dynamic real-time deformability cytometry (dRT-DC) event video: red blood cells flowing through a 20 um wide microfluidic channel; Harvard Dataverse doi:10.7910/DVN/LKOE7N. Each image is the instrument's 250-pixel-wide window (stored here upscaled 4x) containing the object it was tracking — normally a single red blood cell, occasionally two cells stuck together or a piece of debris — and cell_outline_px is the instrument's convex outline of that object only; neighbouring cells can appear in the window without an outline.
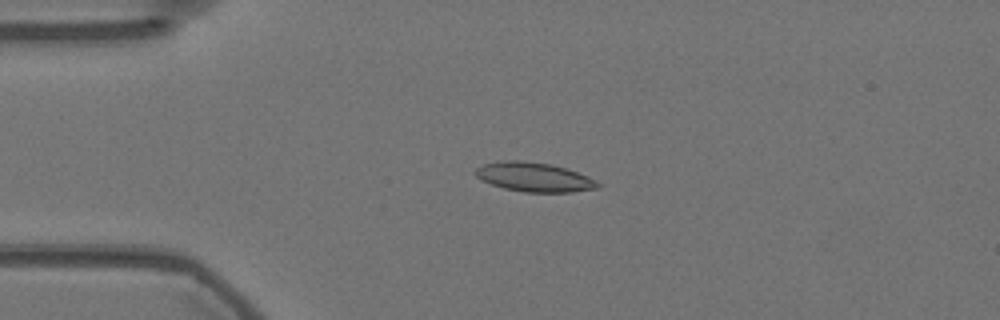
{"species": "Egyptian fruit bat (a non-hibernating species)", "species_latin": "Rousettus aegyptiacus", "temperature_condition": "warm", "stored_images_in_passage": 33, "camera_frame_rate_fps": 3000, "um_per_image_px": 0.085, "animal": {"sex": "female"}, "frame": {"image": 1, "passage_image": 1, "time_ms": 0.0, "image_size_px": [1000, 320], "cell_outline_px": [[600, 188], [572, 192], [524, 192], [504, 188], [480, 180], [472, 172], [476, 168], [484, 164], [504, 160], [520, 160], [552, 164], [588, 176], [596, 180], [600, 184]], "centroid_in_image_um": [45.39, 15.05], "position_along_channel_um": 39.6, "area_um2": 20.92}}
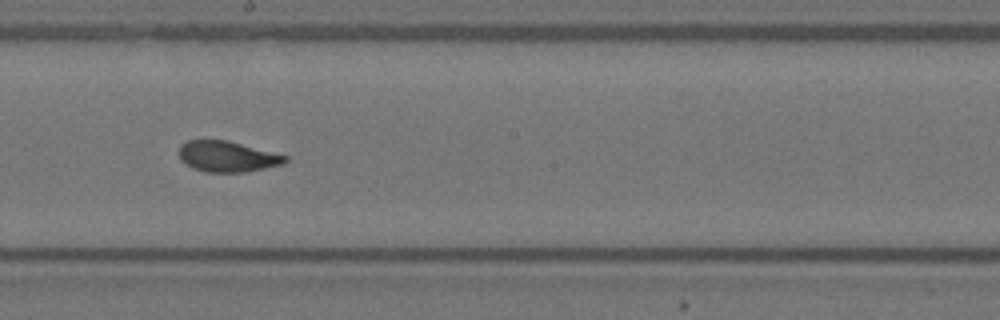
{"frame": {"image": 2, "passage_image": 19, "time_ms": 6.0, "image_size_px": [1000, 320], "cell_outline_px": [[288, 160], [284, 164], [244, 172], [208, 172], [192, 168], [180, 160], [180, 144], [188, 140], [228, 140], [288, 156]], "centroid_in_image_um": [19.32, 13.3], "position_along_channel_um": 228.9, "area_um2": 19.02}}
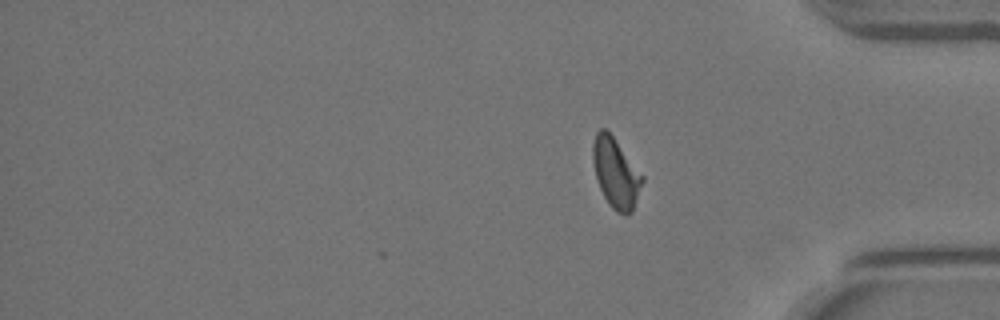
{"frame": {"image": 3, "passage_image": 33, "time_ms": 10.667, "image_size_px": [1000, 320], "cell_outline_px": [[644, 180], [632, 212], [628, 216], [624, 216], [616, 212], [608, 204], [596, 180], [592, 160], [592, 144], [596, 132], [600, 128], [604, 128], [612, 136], [644, 176]], "centroid_in_image_um": [52.33, 14.74], "position_along_channel_um": 382.9, "area_um2": 20.23}, "authors_computed_cell_mechanics": {"area_um2": 19.7098, "velocity_mm_per_s": 3.5824, "shape_relaxation_time_tau1_ms": 5.8927, "shape_relaxation_time_tau2_ms": 1.4188, "deformation_change_tau1": 0.1673, "deformation_change_tau2": 0.0744}}